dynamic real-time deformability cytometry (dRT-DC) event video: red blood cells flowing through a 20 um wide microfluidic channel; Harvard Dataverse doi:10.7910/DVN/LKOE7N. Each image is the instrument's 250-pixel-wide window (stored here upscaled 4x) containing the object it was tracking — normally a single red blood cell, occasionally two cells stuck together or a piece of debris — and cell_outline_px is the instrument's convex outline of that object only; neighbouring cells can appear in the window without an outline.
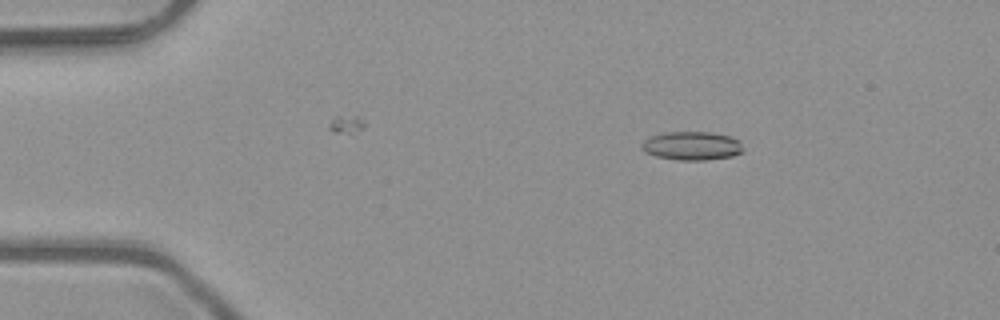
{"species": "common noctule bat (a hibernating species)", "species_latin": "Nyctalus noctula", "temperature_condition": "room temperature", "stored_images_in_passage": 3, "camera_frame_rate_fps": 3000, "um_per_image_px": 0.085, "animal": {"sex": "male", "body_mass_g": 23.1, "forearm_length_mm": 52.7}, "frame": {"image": 1, "passage_image": 1, "time_ms": 0.0, "image_size_px": [1000, 320], "cell_outline_px": [[744, 152], [732, 156], [708, 160], [680, 160], [656, 156], [644, 152], [640, 148], [640, 144], [644, 140], [652, 136], [668, 132], [712, 132], [732, 136], [740, 140], [744, 148]], "centroid_in_image_um": [58.85, 12.39], "position_along_channel_um": 26.1, "area_um2": 17.17}}